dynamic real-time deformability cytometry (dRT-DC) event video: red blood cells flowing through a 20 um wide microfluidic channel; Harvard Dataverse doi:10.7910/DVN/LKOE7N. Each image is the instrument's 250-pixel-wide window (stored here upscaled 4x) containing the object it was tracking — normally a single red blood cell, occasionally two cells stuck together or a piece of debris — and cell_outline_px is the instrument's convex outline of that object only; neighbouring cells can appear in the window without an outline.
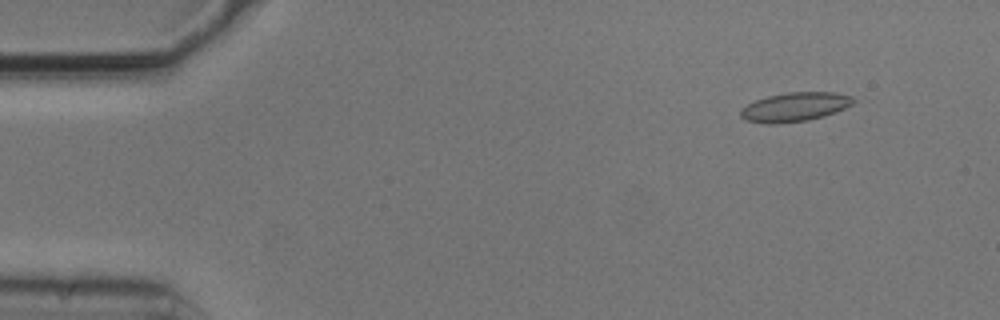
{"species": "common noctule bat (a hibernating species)", "species_latin": "Nyctalus noctula", "temperature_condition": "cold", "stored_images_in_passage": 6, "camera_frame_rate_fps": 3000, "um_per_image_px": 0.085, "animal": {"sex": "male", "body_mass_g": 20.5, "forearm_length_mm": 52.5}, "frame": {"image": 1, "passage_image": 2, "time_ms": 0.333, "image_size_px": [1000, 320], "cell_outline_px": [[856, 100], [852, 104], [844, 108], [824, 116], [808, 120], [776, 124], [768, 124], [748, 120], [740, 116], [740, 108], [756, 100], [768, 96], [788, 92], [836, 92], [852, 96]], "centroid_in_image_um": [67.57, 9.08], "position_along_channel_um": 17.4, "area_um2": 19.02}}